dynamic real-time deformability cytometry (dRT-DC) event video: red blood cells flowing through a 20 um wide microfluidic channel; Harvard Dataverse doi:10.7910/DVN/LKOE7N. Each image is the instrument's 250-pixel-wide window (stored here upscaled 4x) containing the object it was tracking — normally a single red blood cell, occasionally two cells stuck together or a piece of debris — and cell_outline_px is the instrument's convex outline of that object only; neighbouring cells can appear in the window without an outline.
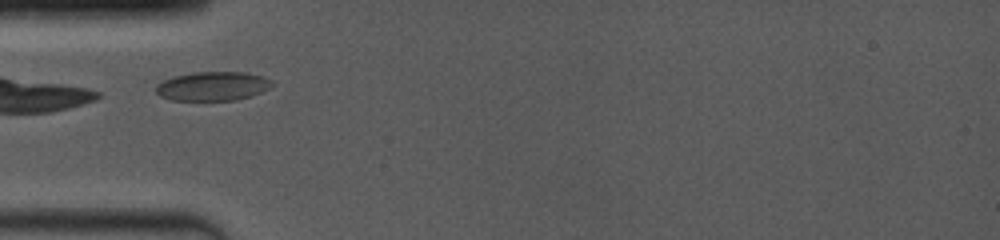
{"species": "common noctule bat (a hibernating species)", "species_latin": "Nyctalus noctula", "temperature_condition": "room temperature", "stored_images_in_passage": 20, "camera_frame_rate_fps": 4000, "um_per_image_px": 0.085, "animal": {"sex": "female", "body_mass_g": 19.0, "forearm_length_mm": 53.3}, "frame": {"image": 1, "passage_image": 1, "time_ms": 0.0, "image_size_px": [1000, 240], "cell_outline_px": [[272, 84], [268, 88], [252, 96], [236, 100], [172, 100], [160, 96], [156, 92], [156, 84], [172, 76], [192, 72], [244, 72], [264, 76], [272, 80]], "centroid_in_image_um": [18.06, 7.32], "position_along_channel_um": 66.9, "area_um2": 19.71}}